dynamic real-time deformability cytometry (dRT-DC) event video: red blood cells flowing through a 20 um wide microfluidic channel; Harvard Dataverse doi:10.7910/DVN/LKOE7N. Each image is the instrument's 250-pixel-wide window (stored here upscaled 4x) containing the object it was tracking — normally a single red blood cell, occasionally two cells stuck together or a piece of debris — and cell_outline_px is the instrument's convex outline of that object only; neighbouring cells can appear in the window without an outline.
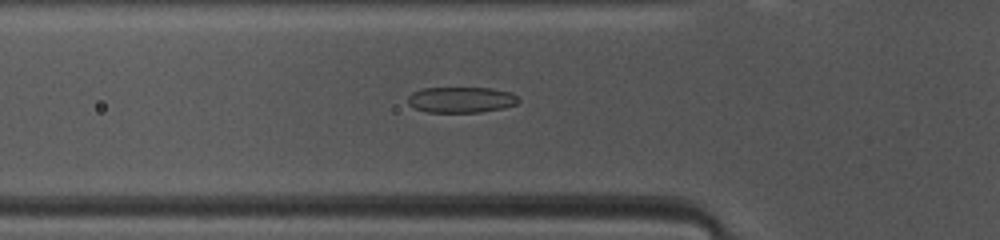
{"species": "common noctule bat (a hibernating species)", "species_latin": "Nyctalus noctula", "temperature_condition": "warm", "stored_images_in_passage": 46, "camera_frame_rate_fps": 3000, "um_per_image_px": 0.085, "animal": {"sex": "female", "body_mass_g": 10.0, "forearm_length_mm": 53.1}, "frame": {"image": 1, "passage_image": 14, "time_ms": 4.333, "image_size_px": [1000, 240], "cell_outline_px": [[520, 100], [516, 104], [504, 108], [480, 112], [428, 112], [416, 108], [408, 104], [408, 96], [412, 92], [424, 88], [492, 88], [512, 92]], "centroid_in_image_um": [39.22, 8.47], "position_along_channel_um": 86.6, "area_um2": 16.65}}
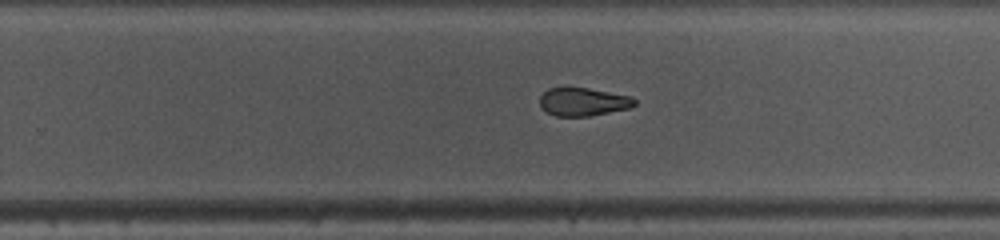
{"frame": {"image": 2, "passage_image": 28, "time_ms": 9.0, "image_size_px": [1000, 240], "cell_outline_px": [[636, 104], [628, 108], [588, 116], [556, 116], [540, 108], [540, 96], [548, 88], [588, 88], [632, 96], [636, 100]], "centroid_in_image_um": [49.56, 8.65], "position_along_channel_um": 280.2, "area_um2": 15.43}}
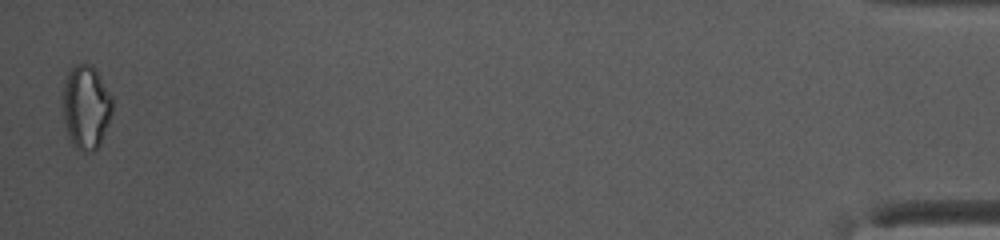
{"frame": {"image": 3, "passage_image": 46, "time_ms": 15.0, "image_size_px": [1000, 240], "cell_outline_px": [[112, 112], [108, 124], [100, 144], [92, 152], [80, 152], [72, 144], [68, 136], [64, 124], [64, 84], [68, 72], [76, 64], [92, 64], [112, 96]], "centroid_in_image_um": [7.32, 9.13], "position_along_channel_um": 427.9, "area_um2": 24.1}, "authors_computed_cell_mechanics": {"area_um2": 17.2822, "velocity_mm_per_s": 4.13, "shape_relaxation_time_tau1_ms": 10.487, "shape_relaxation_time_tau2_ms": 2.654, "deformation_change_tau1": 0.2157, "deformation_change_tau2": 0.0904}}